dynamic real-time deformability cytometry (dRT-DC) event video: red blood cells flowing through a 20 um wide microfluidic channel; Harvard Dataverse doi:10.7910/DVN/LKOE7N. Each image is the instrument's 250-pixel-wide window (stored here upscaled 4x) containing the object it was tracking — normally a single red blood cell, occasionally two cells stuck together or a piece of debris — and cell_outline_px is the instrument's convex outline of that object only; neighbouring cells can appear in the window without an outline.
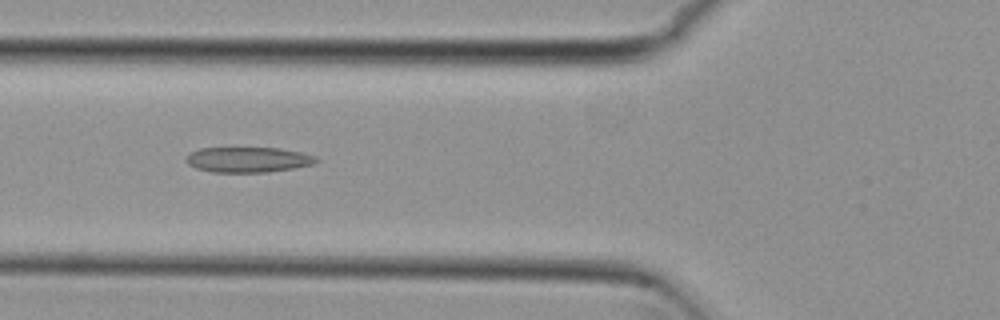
{"species": "common noctule bat (a hibernating species)", "species_latin": "Nyctalus noctula", "temperature_condition": "cold", "stored_images_in_passage": 30, "camera_frame_rate_fps": 3000, "um_per_image_px": 0.085, "animal": {"sex": "female", "body_mass_g": 29.2, "forearm_length_mm": 56.3}, "frame": {"image": 1, "passage_image": 6, "time_ms": 1.667, "image_size_px": [1000, 320], "cell_outline_px": [[320, 160], [312, 164], [292, 168], [268, 172], [212, 172], [196, 168], [188, 164], [184, 160], [188, 152], [200, 148], [280, 148], [300, 152], [316, 156]], "centroid_in_image_um": [21.04, 13.56], "position_along_channel_um": 104.8, "area_um2": 19.25}}
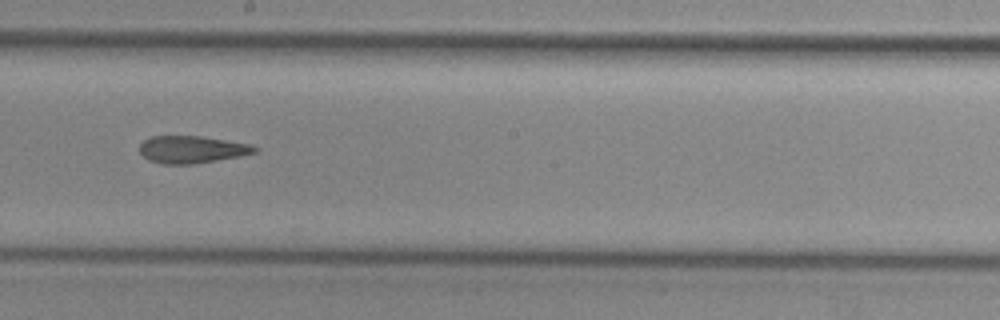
{"frame": {"image": 2, "passage_image": 16, "time_ms": 5.0, "image_size_px": [1000, 320], "cell_outline_px": [[260, 148], [256, 152], [240, 156], [192, 164], [160, 164], [148, 160], [140, 152], [140, 144], [144, 140], [152, 136], [200, 136], [248, 144]], "centroid_in_image_um": [16.28, 12.71], "position_along_channel_um": 231.9, "area_um2": 18.15}}
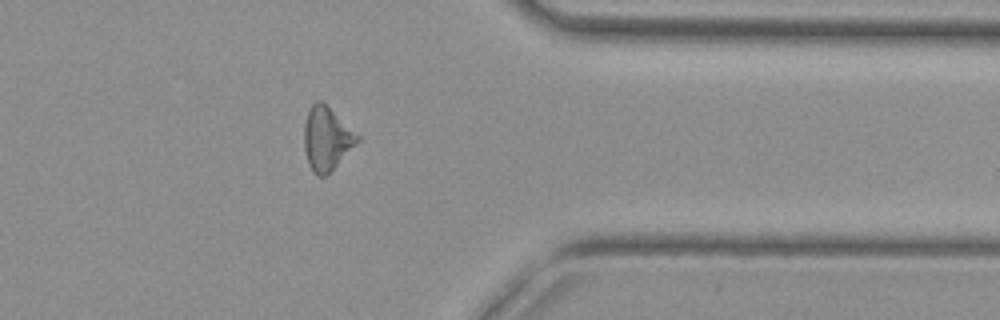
{"frame": {"image": 3, "passage_image": 29, "time_ms": 9.333, "image_size_px": [1000, 320], "cell_outline_px": [[360, 140], [324, 176], [316, 176], [312, 172], [308, 164], [304, 148], [304, 124], [308, 112], [312, 104], [316, 100], [320, 100], [360, 136]], "centroid_in_image_um": [27.73, 11.79], "position_along_channel_um": 383.7, "area_um2": 19.19}}